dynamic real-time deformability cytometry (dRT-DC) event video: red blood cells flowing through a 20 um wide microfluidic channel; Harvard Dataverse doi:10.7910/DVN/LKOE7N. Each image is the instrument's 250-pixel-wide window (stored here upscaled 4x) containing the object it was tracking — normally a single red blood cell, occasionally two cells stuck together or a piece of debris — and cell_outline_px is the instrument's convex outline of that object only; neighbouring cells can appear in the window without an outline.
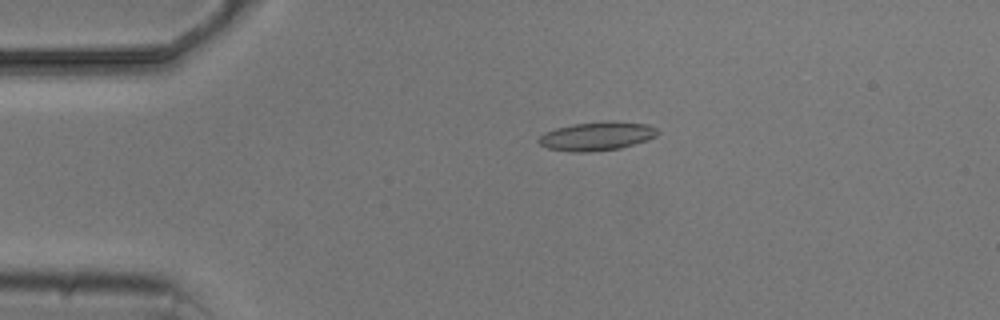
{"species": "common noctule bat (a hibernating species)", "species_latin": "Nyctalus noctula", "temperature_condition": "cold", "stored_images_in_passage": 3, "camera_frame_rate_fps": 3000, "um_per_image_px": 0.085, "animal": {"sex": "male", "body_mass_g": 20.5, "forearm_length_mm": 52.5}, "frame": {"image": 1, "passage_image": 2, "time_ms": 2.0, "image_size_px": [1000, 320], "cell_outline_px": [[660, 132], [656, 136], [648, 140], [620, 148], [588, 152], [572, 152], [548, 148], [540, 144], [536, 140], [544, 132], [556, 128], [572, 124], [604, 120], [612, 120], [648, 124], [656, 128]], "centroid_in_image_um": [50.74, 11.55], "position_along_channel_um": 34.3, "area_um2": 20.17}}